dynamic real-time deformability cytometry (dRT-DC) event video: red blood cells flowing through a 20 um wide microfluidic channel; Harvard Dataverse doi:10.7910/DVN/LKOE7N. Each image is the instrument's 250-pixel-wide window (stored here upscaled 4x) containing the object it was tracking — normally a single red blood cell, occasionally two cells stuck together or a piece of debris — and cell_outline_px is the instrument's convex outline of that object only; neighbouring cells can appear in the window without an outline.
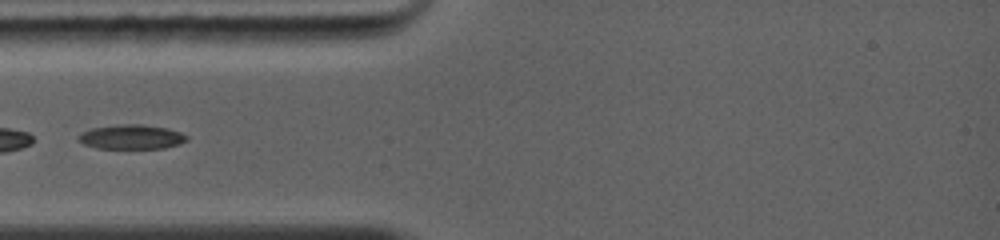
{"species": "common noctule bat (a hibernating species)", "species_latin": "Nyctalus noctula", "temperature_condition": "warm", "stored_images_in_passage": 4, "camera_frame_rate_fps": 5000, "um_per_image_px": 0.085, "animal": {"sex": "female", "body_mass_g": 19.0, "forearm_length_mm": 56.7}, "frame": {"image": 1, "passage_image": 2, "time_ms": 0.6, "image_size_px": [1000, 240], "cell_outline_px": [[188, 140], [180, 144], [164, 148], [96, 148], [84, 144], [76, 140], [76, 136], [80, 132], [92, 128], [116, 124], [140, 124], [168, 128], [180, 132], [188, 136]], "centroid_in_image_um": [11.14, 11.63], "position_along_channel_um": 73.9, "area_um2": 15.66}}